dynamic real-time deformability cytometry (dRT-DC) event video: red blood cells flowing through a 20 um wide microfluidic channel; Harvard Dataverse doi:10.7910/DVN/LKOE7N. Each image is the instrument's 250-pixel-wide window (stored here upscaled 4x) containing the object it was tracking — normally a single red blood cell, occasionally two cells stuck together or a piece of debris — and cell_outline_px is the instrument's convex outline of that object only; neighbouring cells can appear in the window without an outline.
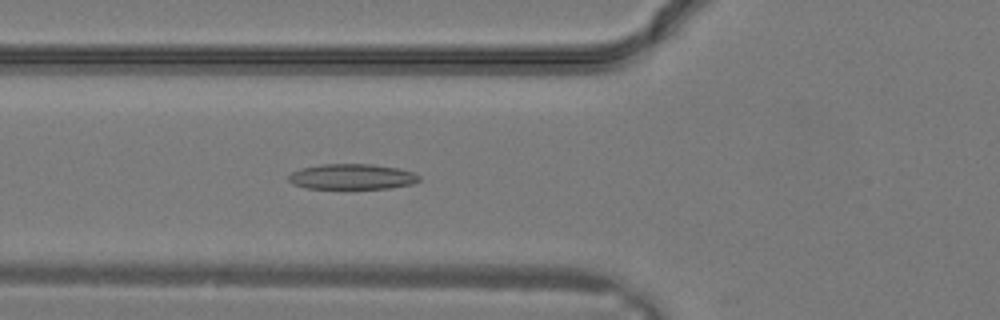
{"species": "common noctule bat (a hibernating species)", "species_latin": "Nyctalus noctula", "temperature_condition": "warm", "stored_images_in_passage": 13, "camera_frame_rate_fps": 3000, "um_per_image_px": 0.085, "animal": {"sex": "male", "body_mass_g": 19.2, "forearm_length_mm": 51.8}, "frame": {"image": 1, "passage_image": 11, "time_ms": 3.333, "image_size_px": [1000, 320], "cell_outline_px": [[420, 180], [412, 184], [392, 188], [308, 188], [292, 184], [288, 180], [288, 176], [292, 172], [300, 168], [320, 164], [372, 164], [400, 168], [412, 172], [420, 176]], "centroid_in_image_um": [29.92, 15.01], "position_along_channel_um": 95.9, "area_um2": 19.42}}
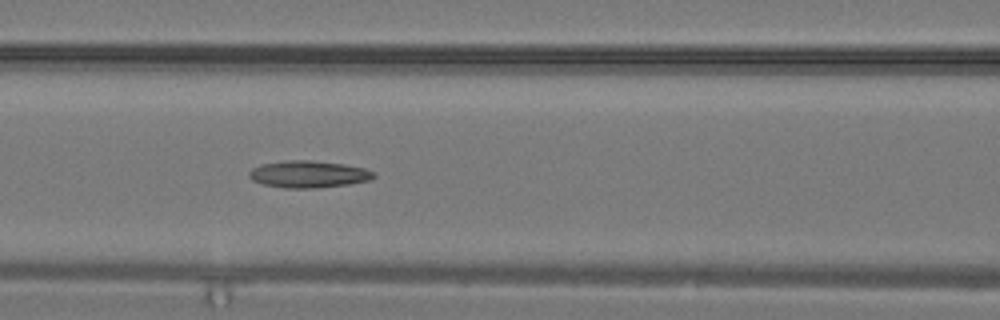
{"frame": {"image": 2, "passage_image": 13, "time_ms": 4.0, "image_size_px": [1000, 320], "cell_outline_px": [[376, 176], [372, 180], [348, 184], [316, 188], [284, 188], [264, 184], [252, 180], [248, 176], [248, 172], [252, 168], [260, 164], [284, 160], [312, 160], [344, 164], [364, 168], [376, 172]], "centroid_in_image_um": [26.23, 14.8], "position_along_channel_um": 140.4, "area_um2": 19.83}}